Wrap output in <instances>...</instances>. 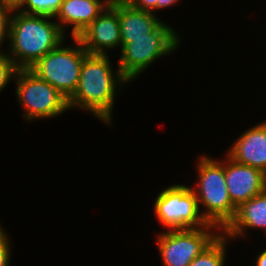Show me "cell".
Wrapping results in <instances>:
<instances>
[{
	"label": "cell",
	"instance_id": "24",
	"mask_svg": "<svg viewBox=\"0 0 266 266\" xmlns=\"http://www.w3.org/2000/svg\"><path fill=\"white\" fill-rule=\"evenodd\" d=\"M133 0H113L111 3L116 4H130Z\"/></svg>",
	"mask_w": 266,
	"mask_h": 266
},
{
	"label": "cell",
	"instance_id": "7",
	"mask_svg": "<svg viewBox=\"0 0 266 266\" xmlns=\"http://www.w3.org/2000/svg\"><path fill=\"white\" fill-rule=\"evenodd\" d=\"M155 198L154 213L157 221L168 230L207 227L195 192L185 184H173Z\"/></svg>",
	"mask_w": 266,
	"mask_h": 266
},
{
	"label": "cell",
	"instance_id": "5",
	"mask_svg": "<svg viewBox=\"0 0 266 266\" xmlns=\"http://www.w3.org/2000/svg\"><path fill=\"white\" fill-rule=\"evenodd\" d=\"M14 80L22 118L28 122L55 118L69 110L68 99L30 69H19Z\"/></svg>",
	"mask_w": 266,
	"mask_h": 266
},
{
	"label": "cell",
	"instance_id": "19",
	"mask_svg": "<svg viewBox=\"0 0 266 266\" xmlns=\"http://www.w3.org/2000/svg\"><path fill=\"white\" fill-rule=\"evenodd\" d=\"M8 233L0 225V266H10L11 242Z\"/></svg>",
	"mask_w": 266,
	"mask_h": 266
},
{
	"label": "cell",
	"instance_id": "21",
	"mask_svg": "<svg viewBox=\"0 0 266 266\" xmlns=\"http://www.w3.org/2000/svg\"><path fill=\"white\" fill-rule=\"evenodd\" d=\"M25 1L26 0H0V4L11 10H19Z\"/></svg>",
	"mask_w": 266,
	"mask_h": 266
},
{
	"label": "cell",
	"instance_id": "1",
	"mask_svg": "<svg viewBox=\"0 0 266 266\" xmlns=\"http://www.w3.org/2000/svg\"><path fill=\"white\" fill-rule=\"evenodd\" d=\"M110 62L108 54H87L77 88L68 99L69 109L88 111L108 126H112L116 89L129 83L118 66L114 71Z\"/></svg>",
	"mask_w": 266,
	"mask_h": 266
},
{
	"label": "cell",
	"instance_id": "12",
	"mask_svg": "<svg viewBox=\"0 0 266 266\" xmlns=\"http://www.w3.org/2000/svg\"><path fill=\"white\" fill-rule=\"evenodd\" d=\"M109 4L107 0H63L54 18L64 33L65 26L71 25V36L77 38Z\"/></svg>",
	"mask_w": 266,
	"mask_h": 266
},
{
	"label": "cell",
	"instance_id": "6",
	"mask_svg": "<svg viewBox=\"0 0 266 266\" xmlns=\"http://www.w3.org/2000/svg\"><path fill=\"white\" fill-rule=\"evenodd\" d=\"M72 39L75 46H66L62 42L29 68L67 99L77 88L83 60L88 54L77 38Z\"/></svg>",
	"mask_w": 266,
	"mask_h": 266
},
{
	"label": "cell",
	"instance_id": "2",
	"mask_svg": "<svg viewBox=\"0 0 266 266\" xmlns=\"http://www.w3.org/2000/svg\"><path fill=\"white\" fill-rule=\"evenodd\" d=\"M51 19L55 18L13 10L8 41L10 49L6 54L19 69H29L66 40L67 34Z\"/></svg>",
	"mask_w": 266,
	"mask_h": 266
},
{
	"label": "cell",
	"instance_id": "22",
	"mask_svg": "<svg viewBox=\"0 0 266 266\" xmlns=\"http://www.w3.org/2000/svg\"><path fill=\"white\" fill-rule=\"evenodd\" d=\"M181 0H157L156 4V10L165 9L168 7H173L177 4V2H180Z\"/></svg>",
	"mask_w": 266,
	"mask_h": 266
},
{
	"label": "cell",
	"instance_id": "11",
	"mask_svg": "<svg viewBox=\"0 0 266 266\" xmlns=\"http://www.w3.org/2000/svg\"><path fill=\"white\" fill-rule=\"evenodd\" d=\"M228 149L226 154L234 161L266 174V120L242 132Z\"/></svg>",
	"mask_w": 266,
	"mask_h": 266
},
{
	"label": "cell",
	"instance_id": "8",
	"mask_svg": "<svg viewBox=\"0 0 266 266\" xmlns=\"http://www.w3.org/2000/svg\"><path fill=\"white\" fill-rule=\"evenodd\" d=\"M222 231L215 225L165 230L157 234V247L164 266H189Z\"/></svg>",
	"mask_w": 266,
	"mask_h": 266
},
{
	"label": "cell",
	"instance_id": "14",
	"mask_svg": "<svg viewBox=\"0 0 266 266\" xmlns=\"http://www.w3.org/2000/svg\"><path fill=\"white\" fill-rule=\"evenodd\" d=\"M149 11L138 10L130 4H119L121 39L148 37L163 21Z\"/></svg>",
	"mask_w": 266,
	"mask_h": 266
},
{
	"label": "cell",
	"instance_id": "20",
	"mask_svg": "<svg viewBox=\"0 0 266 266\" xmlns=\"http://www.w3.org/2000/svg\"><path fill=\"white\" fill-rule=\"evenodd\" d=\"M157 0H133L130 5L138 10L149 11L153 14L156 11Z\"/></svg>",
	"mask_w": 266,
	"mask_h": 266
},
{
	"label": "cell",
	"instance_id": "17",
	"mask_svg": "<svg viewBox=\"0 0 266 266\" xmlns=\"http://www.w3.org/2000/svg\"><path fill=\"white\" fill-rule=\"evenodd\" d=\"M19 68L8 57L6 52L0 51V92L7 87L10 80H14Z\"/></svg>",
	"mask_w": 266,
	"mask_h": 266
},
{
	"label": "cell",
	"instance_id": "10",
	"mask_svg": "<svg viewBox=\"0 0 266 266\" xmlns=\"http://www.w3.org/2000/svg\"><path fill=\"white\" fill-rule=\"evenodd\" d=\"M225 180L232 204L242 203L266 191V174L249 165H243L225 155Z\"/></svg>",
	"mask_w": 266,
	"mask_h": 266
},
{
	"label": "cell",
	"instance_id": "13",
	"mask_svg": "<svg viewBox=\"0 0 266 266\" xmlns=\"http://www.w3.org/2000/svg\"><path fill=\"white\" fill-rule=\"evenodd\" d=\"M262 229L266 232V191L242 203L234 219L222 231L230 240L246 236L247 229Z\"/></svg>",
	"mask_w": 266,
	"mask_h": 266
},
{
	"label": "cell",
	"instance_id": "9",
	"mask_svg": "<svg viewBox=\"0 0 266 266\" xmlns=\"http://www.w3.org/2000/svg\"><path fill=\"white\" fill-rule=\"evenodd\" d=\"M77 39L88 54L107 55L118 46L121 50L119 4L110 3Z\"/></svg>",
	"mask_w": 266,
	"mask_h": 266
},
{
	"label": "cell",
	"instance_id": "18",
	"mask_svg": "<svg viewBox=\"0 0 266 266\" xmlns=\"http://www.w3.org/2000/svg\"><path fill=\"white\" fill-rule=\"evenodd\" d=\"M13 10L0 4V47L9 41L10 19ZM2 51V49H0Z\"/></svg>",
	"mask_w": 266,
	"mask_h": 266
},
{
	"label": "cell",
	"instance_id": "3",
	"mask_svg": "<svg viewBox=\"0 0 266 266\" xmlns=\"http://www.w3.org/2000/svg\"><path fill=\"white\" fill-rule=\"evenodd\" d=\"M222 161V162H221ZM197 185L195 192L202 216L209 224L223 231L234 219L237 208L230 199L225 180V158L217 161L214 157L202 155L197 161Z\"/></svg>",
	"mask_w": 266,
	"mask_h": 266
},
{
	"label": "cell",
	"instance_id": "23",
	"mask_svg": "<svg viewBox=\"0 0 266 266\" xmlns=\"http://www.w3.org/2000/svg\"><path fill=\"white\" fill-rule=\"evenodd\" d=\"M257 254L255 265L256 266H266V249Z\"/></svg>",
	"mask_w": 266,
	"mask_h": 266
},
{
	"label": "cell",
	"instance_id": "4",
	"mask_svg": "<svg viewBox=\"0 0 266 266\" xmlns=\"http://www.w3.org/2000/svg\"><path fill=\"white\" fill-rule=\"evenodd\" d=\"M180 36L163 21L148 37L121 39V55L118 69L130 83L141 75L147 67L163 56L169 55L180 46Z\"/></svg>",
	"mask_w": 266,
	"mask_h": 266
},
{
	"label": "cell",
	"instance_id": "15",
	"mask_svg": "<svg viewBox=\"0 0 266 266\" xmlns=\"http://www.w3.org/2000/svg\"><path fill=\"white\" fill-rule=\"evenodd\" d=\"M228 240L221 233L203 252L192 260L189 266H224Z\"/></svg>",
	"mask_w": 266,
	"mask_h": 266
},
{
	"label": "cell",
	"instance_id": "16",
	"mask_svg": "<svg viewBox=\"0 0 266 266\" xmlns=\"http://www.w3.org/2000/svg\"><path fill=\"white\" fill-rule=\"evenodd\" d=\"M62 2L63 0H26L19 11L24 14L55 17Z\"/></svg>",
	"mask_w": 266,
	"mask_h": 266
}]
</instances>
